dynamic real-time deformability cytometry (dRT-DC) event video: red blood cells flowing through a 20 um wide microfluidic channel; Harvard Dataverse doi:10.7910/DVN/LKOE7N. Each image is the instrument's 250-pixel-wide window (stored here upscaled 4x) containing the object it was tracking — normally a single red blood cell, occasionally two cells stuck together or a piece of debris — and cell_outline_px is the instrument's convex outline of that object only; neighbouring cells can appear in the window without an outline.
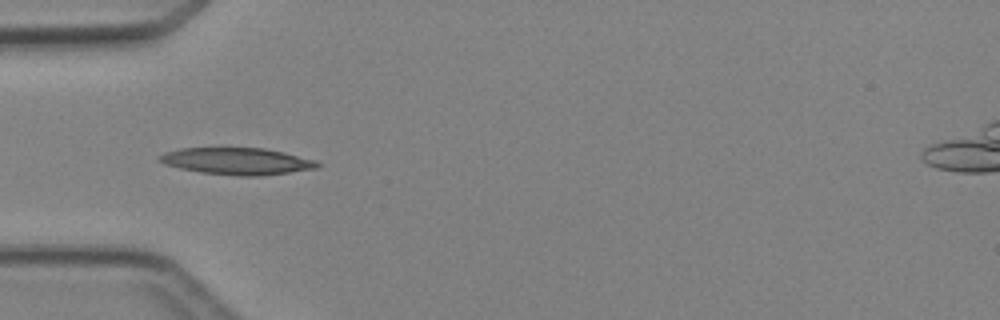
{"species": "Egyptian fruit bat (a non-hibernating species)", "species_latin": "Rousettus aegyptiacus", "temperature_condition": "cold", "stored_images_in_passage": 3, "camera_frame_rate_fps": 3000, "um_per_image_px": 0.085, "animal": {"sex": "female"}, "frame": {"image": 1, "passage_image": 3, "time_ms": 2.333, "image_size_px": [1000, 320], "cell_outline_px": [[320, 164], [316, 168], [288, 172], [256, 176], [240, 176], [200, 172], [180, 168], [164, 164], [156, 156], [164, 152], [180, 148], [264, 148], [284, 152], [316, 160]], "centroid_in_image_um": [20.11, 13.69], "position_along_channel_um": 64.9, "area_um2": 24.57}}